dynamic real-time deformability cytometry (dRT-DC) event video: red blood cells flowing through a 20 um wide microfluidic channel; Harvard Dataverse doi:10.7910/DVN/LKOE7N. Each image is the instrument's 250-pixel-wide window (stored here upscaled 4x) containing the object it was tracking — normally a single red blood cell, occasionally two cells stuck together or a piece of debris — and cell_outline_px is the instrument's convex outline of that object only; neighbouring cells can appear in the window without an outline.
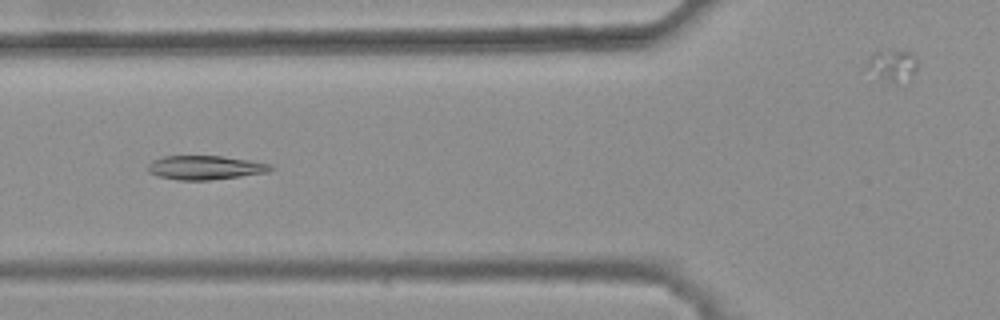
{"species": "common noctule bat (a hibernating species)", "species_latin": "Nyctalus noctula", "temperature_condition": "warm", "stored_images_in_passage": 47, "camera_frame_rate_fps": 3000, "um_per_image_px": 0.085, "animal": {"sex": "female", "body_mass_g": 25.1}, "frame": {"image": 1, "passage_image": 20, "time_ms": 6.333, "image_size_px": [1000, 320], "cell_outline_px": [[276, 168], [268, 172], [240, 176], [208, 180], [180, 180], [160, 176], [148, 172], [148, 164], [152, 160], [164, 156], [220, 156], [248, 160], [272, 164]], "centroid_in_image_um": [17.46, 14.24], "position_along_channel_um": 108.3, "area_um2": 17.05}}
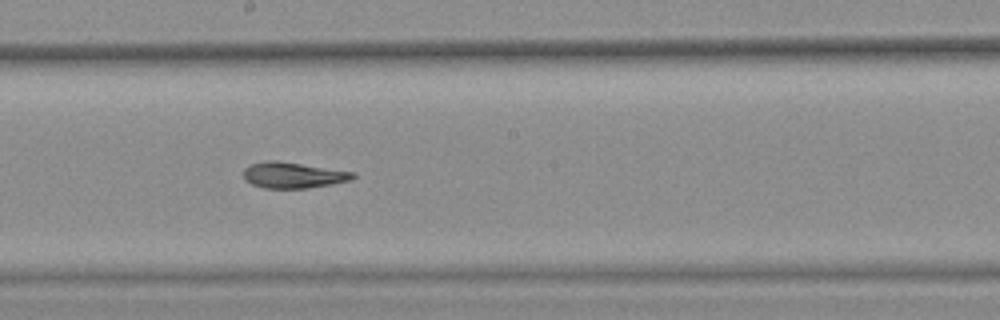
{"frame": {"image": 2, "passage_image": 29, "time_ms": 9.333, "image_size_px": [1000, 320], "cell_outline_px": [[356, 176], [352, 180], [332, 184], [308, 188], [264, 188], [252, 184], [244, 180], [244, 168], [252, 164], [268, 160], [276, 160], [356, 172]], "centroid_in_image_um": [24.94, 14.89], "position_along_channel_um": 223.3, "area_um2": 16.59}}
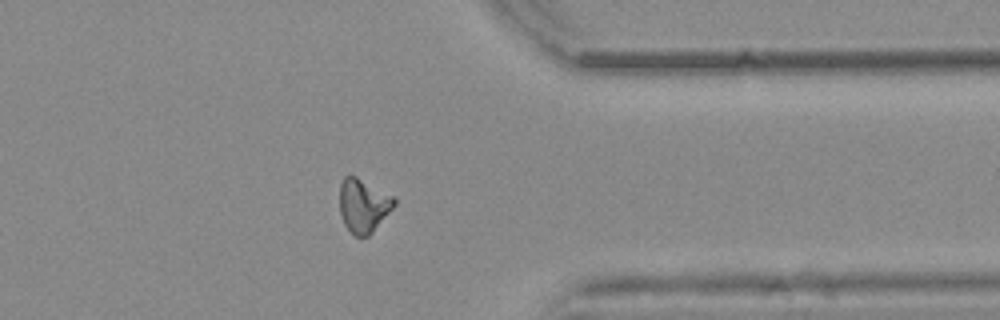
{"frame": {"image": 3, "passage_image": 42, "time_ms": 13.667, "image_size_px": [1000, 320], "cell_outline_px": [[396, 204], [372, 232], [368, 236], [356, 236], [344, 224], [340, 212], [340, 184], [344, 176], [356, 176], [392, 196], [396, 200]], "centroid_in_image_um": [30.87, 17.46], "position_along_channel_um": 380.5, "area_um2": 16.7}, "authors_computed_cell_mechanics": {"area_um2": 17.1666, "velocity_mm_per_s": 3.8311, "shape_relaxation_time_tau1_ms": null, "shape_relaxation_time_tau2_ms": 9.0156, "deformation_change_tau1": null, "deformation_change_tau2": 0.1241}}